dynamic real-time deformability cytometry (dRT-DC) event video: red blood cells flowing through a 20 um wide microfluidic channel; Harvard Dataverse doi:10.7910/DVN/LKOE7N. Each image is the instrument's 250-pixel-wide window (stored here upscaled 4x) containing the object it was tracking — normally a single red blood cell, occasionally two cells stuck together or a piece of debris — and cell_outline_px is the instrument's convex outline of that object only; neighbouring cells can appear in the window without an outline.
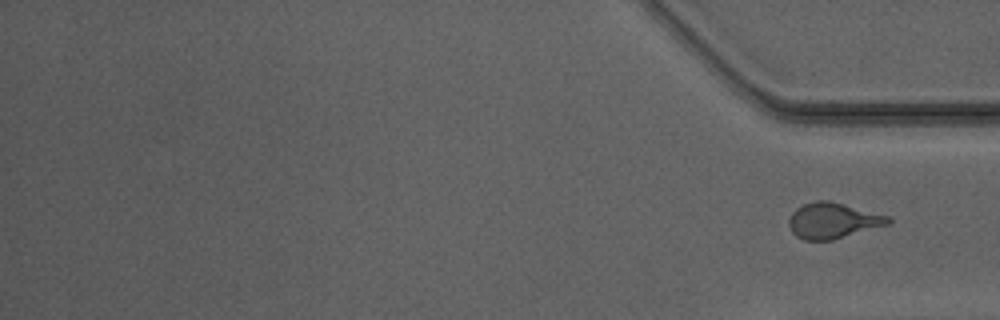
{"species": "Egyptian fruit bat (a non-hibernating species)", "species_latin": "Rousettus aegyptiacus", "temperature_condition": "warm", "stored_images_in_passage": 51, "segment_of_instrument_passage": [2, 2], "camera_frame_rate_fps": 3000, "um_per_image_px": 0.085, "animal": {"sex": "male"}, "frame": {"image": 1, "passage_image": 51, "time_ms": 16.667, "image_size_px": [1000, 320], "cell_outline_px": [[892, 220], [888, 224], [832, 240], [804, 240], [796, 236], [792, 232], [788, 224], [788, 220], [792, 212], [796, 208], [804, 204], [816, 200], [828, 200], [888, 216]], "centroid_in_image_um": [70.74, 18.75], "position_along_channel_um": 364.5, "area_um2": 20.4}}